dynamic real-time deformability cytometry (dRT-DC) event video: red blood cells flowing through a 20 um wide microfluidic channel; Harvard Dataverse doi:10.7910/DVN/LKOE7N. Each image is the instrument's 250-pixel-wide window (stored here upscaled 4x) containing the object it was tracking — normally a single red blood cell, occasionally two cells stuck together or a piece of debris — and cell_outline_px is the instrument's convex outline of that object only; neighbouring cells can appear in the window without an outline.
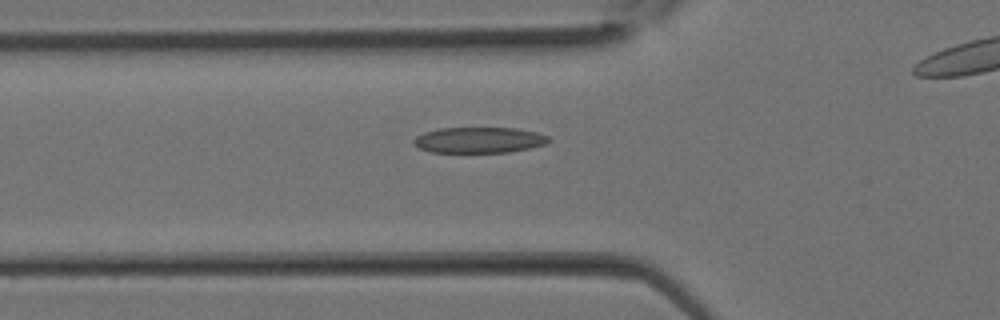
{"species": "Egyptian fruit bat (a non-hibernating species)", "species_latin": "Rousettus aegyptiacus", "temperature_condition": "room temperature", "stored_images_in_passage": 11, "camera_frame_rate_fps": 3000, "um_per_image_px": 0.085, "animal": {"sex": "female"}, "frame": {"image": 1, "passage_image": 3, "time_ms": 0.667, "image_size_px": [1000, 320], "cell_outline_px": [[552, 140], [548, 144], [508, 152], [432, 152], [420, 148], [412, 140], [416, 136], [424, 132], [440, 128], [516, 128], [536, 132], [548, 136]], "centroid_in_image_um": [40.76, 11.9], "position_along_channel_um": 85.0, "area_um2": 20.23}}
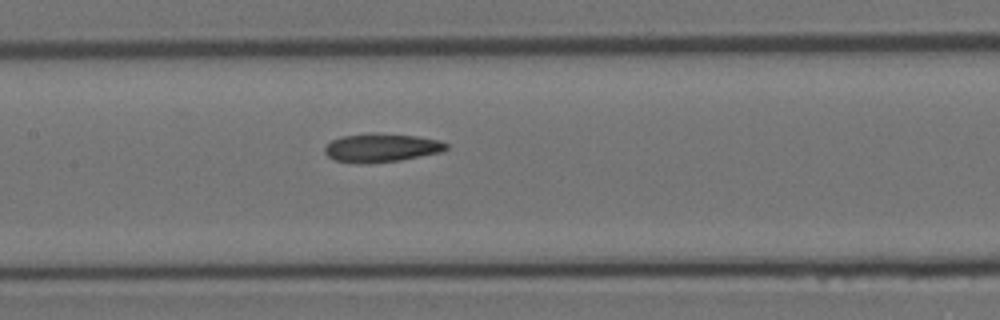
{"frame": {"image": 2, "passage_image": 7, "time_ms": 2.0, "image_size_px": [1000, 320], "cell_outline_px": [[448, 148], [444, 152], [400, 160], [368, 164], [360, 164], [336, 160], [328, 156], [324, 152], [324, 148], [332, 140], [344, 136], [372, 132], [416, 136], [440, 140], [448, 144]], "centroid_in_image_um": [32.45, 12.56], "position_along_channel_um": 174.9, "area_um2": 20.4}}
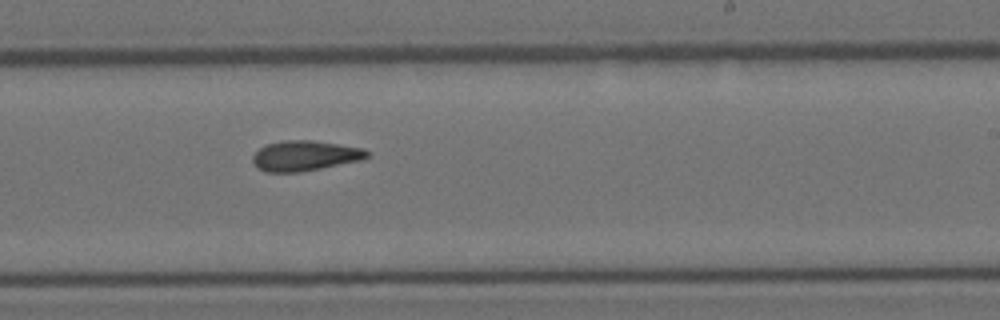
{"frame": {"image": 3, "passage_image": 11, "time_ms": 3.333, "image_size_px": [1000, 320], "cell_outline_px": [[368, 156], [364, 160], [300, 172], [264, 172], [256, 168], [252, 160], [252, 156], [264, 144], [284, 140], [312, 140], [364, 148], [368, 152]], "centroid_in_image_um": [25.9, 13.24], "position_along_channel_um": 263.1, "area_um2": 20.35}}